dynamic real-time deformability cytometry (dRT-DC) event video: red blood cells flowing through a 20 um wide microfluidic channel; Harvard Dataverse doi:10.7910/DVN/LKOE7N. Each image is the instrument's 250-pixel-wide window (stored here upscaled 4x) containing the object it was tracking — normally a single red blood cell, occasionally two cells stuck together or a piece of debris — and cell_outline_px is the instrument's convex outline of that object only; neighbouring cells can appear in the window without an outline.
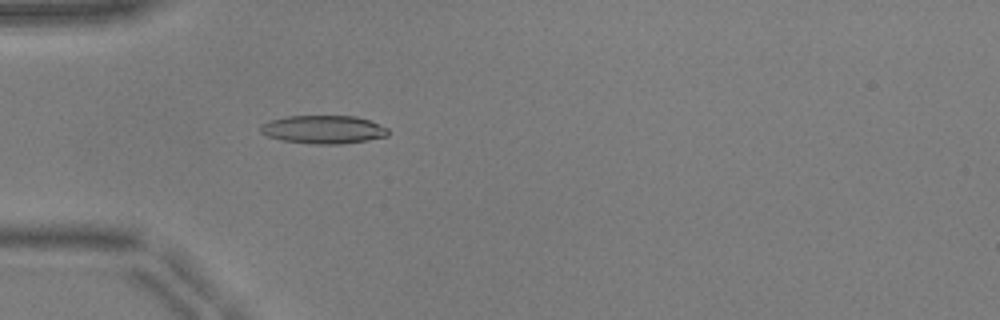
{"species": "common noctule bat (a hibernating species)", "species_latin": "Nyctalus noctula", "temperature_condition": "warm", "stored_images_in_passage": 51, "camera_frame_rate_fps": 3000, "um_per_image_px": 0.085, "animal": {"sex": "male", "body_mass_g": 17.9, "forearm_length_mm": 54.2}, "frame": {"image": 1, "passage_image": 16, "time_ms": 5.0, "image_size_px": [1000, 320], "cell_outline_px": [[388, 136], [368, 140], [340, 144], [316, 144], [284, 140], [268, 136], [260, 132], [260, 124], [272, 120], [288, 116], [356, 116], [368, 120], [388, 128]], "centroid_in_image_um": [27.5, 11.0], "position_along_channel_um": 57.5, "area_um2": 20.81}}
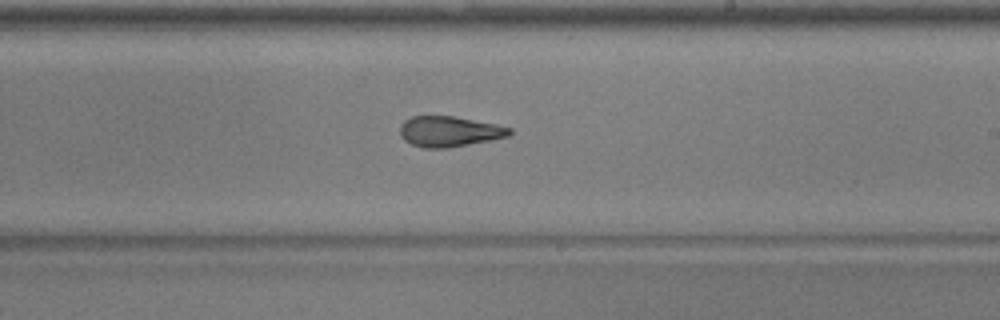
{"frame": {"image": 2, "passage_image": 31, "time_ms": 10.0, "image_size_px": [1000, 320], "cell_outline_px": [[512, 132], [508, 136], [492, 140], [448, 148], [424, 148], [412, 144], [404, 140], [400, 136], [400, 124], [404, 120], [412, 116], [452, 116], [496, 124], [512, 128]], "centroid_in_image_um": [38.18, 11.18], "position_along_channel_um": 250.8, "area_um2": 19.54}}
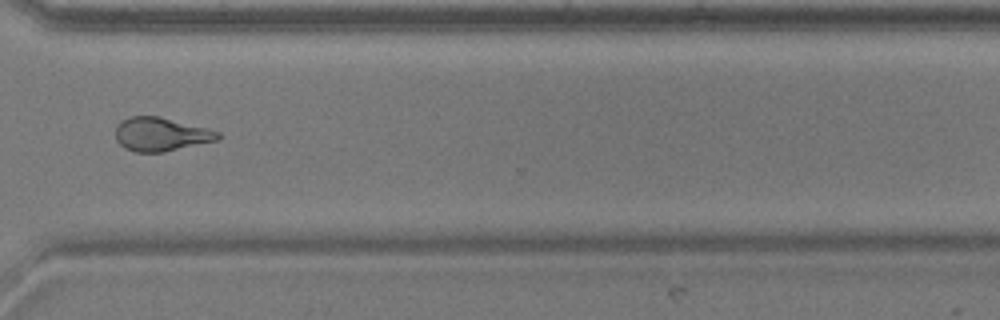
{"frame": {"image": 3, "passage_image": 39, "time_ms": 12.667, "image_size_px": [1000, 320], "cell_outline_px": [[220, 140], [164, 152], [136, 152], [124, 148], [116, 140], [116, 128], [120, 120], [132, 116], [160, 116], [220, 132]], "centroid_in_image_um": [13.67, 11.42], "position_along_channel_um": 356.9, "area_um2": 20.11}, "authors_computed_cell_mechanics": {"area_um2": 19.941, "velocity_mm_per_s": 3.9817, "shape_relaxation_time_tau1_ms": 6.824, "shape_relaxation_time_tau2_ms": 1.4737, "deformation_change_tau1": 0.2402, "deformation_change_tau2": 0.1072}}